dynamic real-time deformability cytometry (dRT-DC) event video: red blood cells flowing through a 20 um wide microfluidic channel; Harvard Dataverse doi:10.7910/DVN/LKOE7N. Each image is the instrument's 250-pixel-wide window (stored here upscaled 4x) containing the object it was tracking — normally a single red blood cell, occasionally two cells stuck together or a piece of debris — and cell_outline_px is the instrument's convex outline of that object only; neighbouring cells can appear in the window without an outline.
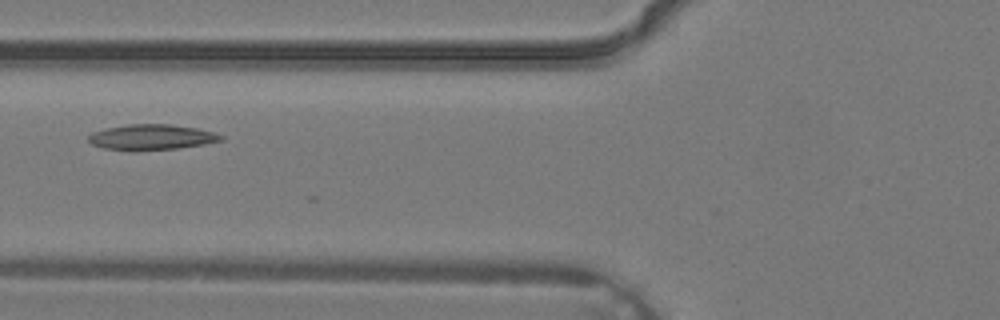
{"species": "common noctule bat (a hibernating species)", "species_latin": "Nyctalus noctula", "temperature_condition": "warm", "stored_images_in_passage": 4, "camera_frame_rate_fps": 3000, "um_per_image_px": 0.085, "animal": {"sex": "male", "body_mass_g": 19.2, "forearm_length_mm": 51.8}, "frame": {"image": 1, "passage_image": 4, "time_ms": 1.0, "image_size_px": [1000, 320], "cell_outline_px": [[224, 140], [204, 144], [180, 148], [104, 148], [92, 144], [88, 140], [88, 136], [92, 132], [104, 128], [128, 124], [172, 124], [200, 128], [224, 136]], "centroid_in_image_um": [12.94, 11.61], "position_along_channel_um": 112.9, "area_um2": 19.07}}